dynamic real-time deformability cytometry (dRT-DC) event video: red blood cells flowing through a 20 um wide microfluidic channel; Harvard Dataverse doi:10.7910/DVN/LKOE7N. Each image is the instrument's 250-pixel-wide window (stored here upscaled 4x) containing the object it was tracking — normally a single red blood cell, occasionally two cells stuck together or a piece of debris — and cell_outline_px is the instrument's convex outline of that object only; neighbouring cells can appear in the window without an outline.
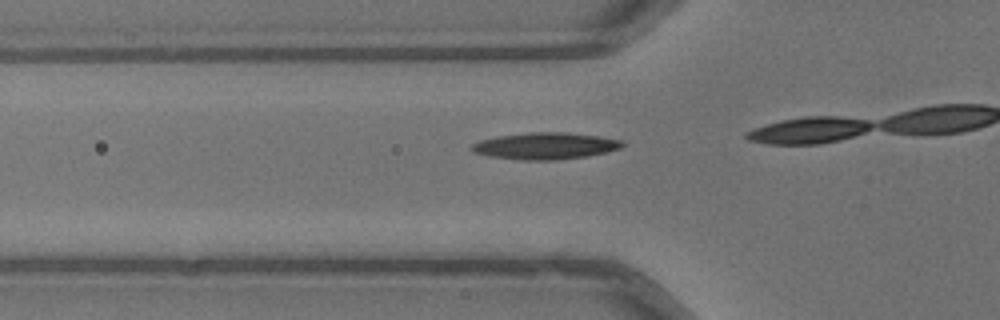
{"species": "common noctule bat (a hibernating species)", "species_latin": "Nyctalus noctula", "temperature_condition": "warm", "stored_images_in_passage": 18, "camera_frame_rate_fps": 3000, "um_per_image_px": 0.085, "animal": {"sex": "male", "body_mass_g": 13.3}, "frame": {"image": 1, "passage_image": 15, "time_ms": 4.667, "image_size_px": [1000, 320], "cell_outline_px": [[624, 144], [620, 148], [608, 152], [588, 156], [556, 160], [524, 160], [488, 156], [472, 152], [468, 148], [472, 144], [480, 140], [496, 136], [528, 132], [564, 132], [600, 136], [624, 140]], "centroid_in_image_um": [46.34, 12.4], "position_along_channel_um": 79.5, "area_um2": 23.76}}